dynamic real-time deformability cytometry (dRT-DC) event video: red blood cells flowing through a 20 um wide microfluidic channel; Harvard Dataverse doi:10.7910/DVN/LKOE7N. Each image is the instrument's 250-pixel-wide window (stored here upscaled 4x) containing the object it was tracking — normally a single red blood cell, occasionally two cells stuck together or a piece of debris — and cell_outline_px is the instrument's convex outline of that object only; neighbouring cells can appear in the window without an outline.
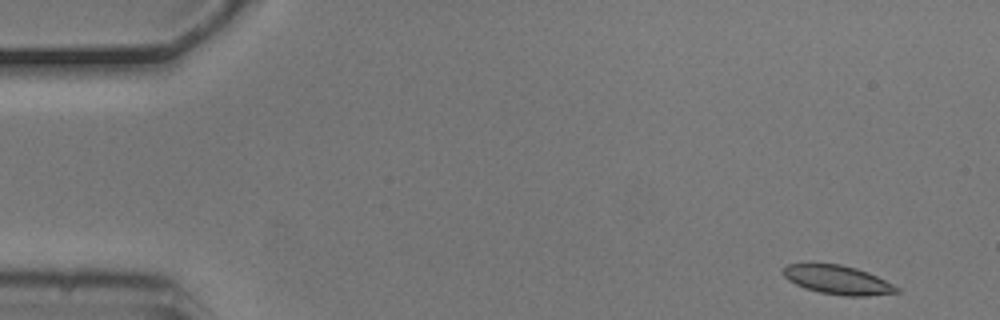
{"species": "common noctule bat (a hibernating species)", "species_latin": "Nyctalus noctula", "temperature_condition": "cold", "stored_images_in_passage": 5, "camera_frame_rate_fps": 3000, "um_per_image_px": 0.085, "animal": {"sex": "male", "body_mass_g": 20.5, "forearm_length_mm": 52.5}, "frame": {"image": 1, "passage_image": 1, "time_ms": 0.0, "image_size_px": [1000, 320], "cell_outline_px": [[900, 292], [868, 296], [844, 296], [820, 292], [804, 288], [788, 280], [780, 272], [788, 264], [840, 264], [856, 268], [868, 272], [900, 288]], "centroid_in_image_um": [71.2, 23.8], "position_along_channel_um": 13.8, "area_um2": 19.02}}